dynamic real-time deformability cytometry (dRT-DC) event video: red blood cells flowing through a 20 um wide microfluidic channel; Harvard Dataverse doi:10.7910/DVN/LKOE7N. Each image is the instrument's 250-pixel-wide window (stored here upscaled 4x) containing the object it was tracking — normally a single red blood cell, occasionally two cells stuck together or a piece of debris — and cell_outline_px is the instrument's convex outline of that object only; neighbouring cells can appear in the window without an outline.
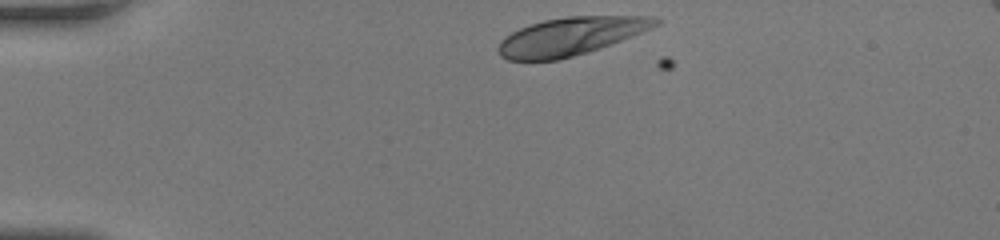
{"species": "human", "species_latin": "Homo sapiens", "temperature_condition": "room temperature", "stored_images_in_passage": 16, "camera_frame_rate_fps": 3000, "um_per_image_px": 0.085, "donor": {"sex": "female"}, "frame": {"image": 1, "passage_image": 1, "time_ms": 0.0, "image_size_px": [1000, 240], "cell_outline_px": [[660, 24], [652, 28], [632, 36], [600, 48], [588, 52], [560, 60], [508, 60], [500, 56], [496, 52], [496, 48], [500, 40], [504, 36], [520, 28], [544, 20], [568, 16], [652, 16], [660, 20]], "centroid_in_image_um": [48.47, 3.09], "position_along_channel_um": 36.5, "area_um2": 34.85}}
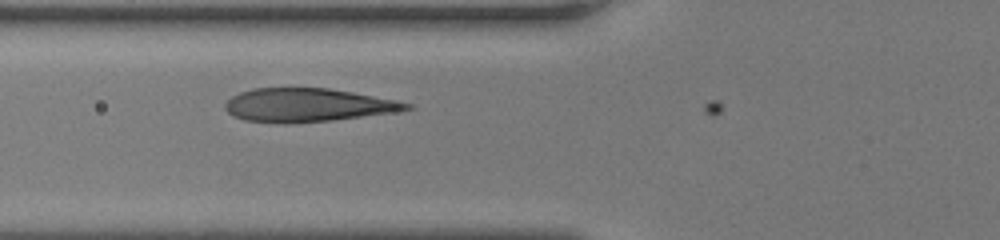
{"frame": {"image": 2, "passage_image": 10, "time_ms": 3.0, "image_size_px": [1000, 240], "cell_outline_px": [[416, 108], [392, 112], [332, 120], [284, 124], [244, 120], [232, 116], [224, 108], [224, 104], [232, 96], [240, 92], [252, 88], [328, 88], [352, 92], [396, 100], [412, 104]], "centroid_in_image_um": [26.1, 8.93], "position_along_channel_um": 99.7, "area_um2": 35.32}}
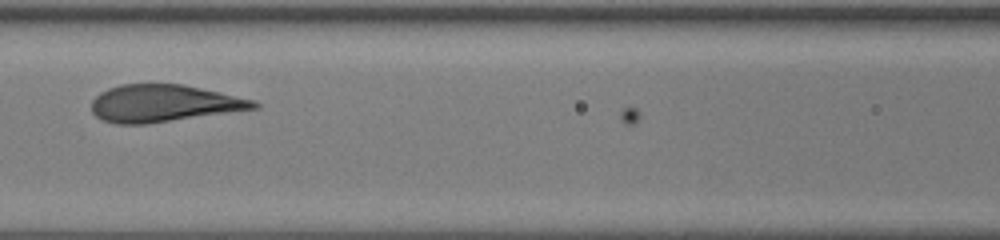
{"frame": {"image": 3, "passage_image": 14, "time_ms": 4.333, "image_size_px": [1000, 240], "cell_outline_px": [[260, 108], [148, 124], [116, 124], [104, 120], [96, 116], [92, 112], [92, 100], [100, 92], [108, 88], [120, 84], [180, 84], [220, 92], [256, 100], [260, 104]], "centroid_in_image_um": [13.93, 8.79], "position_along_channel_um": 152.7, "area_um2": 35.26}}